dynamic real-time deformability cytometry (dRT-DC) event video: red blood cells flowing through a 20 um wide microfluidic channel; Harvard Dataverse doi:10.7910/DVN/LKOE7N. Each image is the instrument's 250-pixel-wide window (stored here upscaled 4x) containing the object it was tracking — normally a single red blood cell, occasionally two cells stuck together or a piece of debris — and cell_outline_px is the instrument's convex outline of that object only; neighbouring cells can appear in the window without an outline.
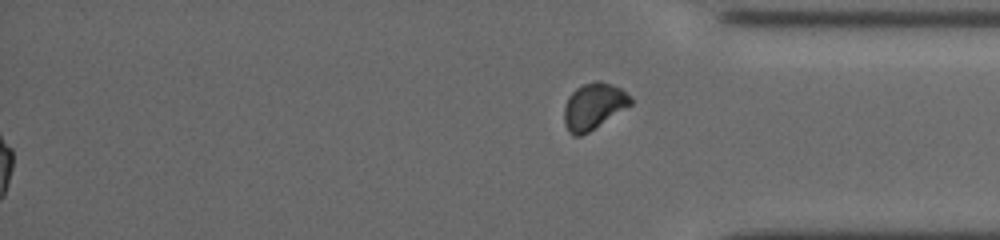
{"species": "common noctule bat (a hibernating species)", "species_latin": "Nyctalus noctula", "temperature_condition": "cold", "stored_images_in_passage": 34, "segment_of_instrument_passage": [2, 2], "camera_frame_rate_fps": 3000, "um_per_image_px": 0.085, "animal": {"sex": "female", "body_mass_g": 19.5, "forearm_length_mm": 54.1}, "frame": {"image": 1, "passage_image": 34, "time_ms": 16.0, "image_size_px": [1000, 240], "cell_outline_px": [[632, 104], [588, 132], [580, 136], [572, 136], [568, 132], [564, 124], [564, 108], [568, 96], [576, 88], [584, 84], [596, 80], [600, 80], [612, 84], [620, 88], [632, 96]], "centroid_in_image_um": [50.44, 9.02], "position_along_channel_um": 384.8, "area_um2": 17.98}}